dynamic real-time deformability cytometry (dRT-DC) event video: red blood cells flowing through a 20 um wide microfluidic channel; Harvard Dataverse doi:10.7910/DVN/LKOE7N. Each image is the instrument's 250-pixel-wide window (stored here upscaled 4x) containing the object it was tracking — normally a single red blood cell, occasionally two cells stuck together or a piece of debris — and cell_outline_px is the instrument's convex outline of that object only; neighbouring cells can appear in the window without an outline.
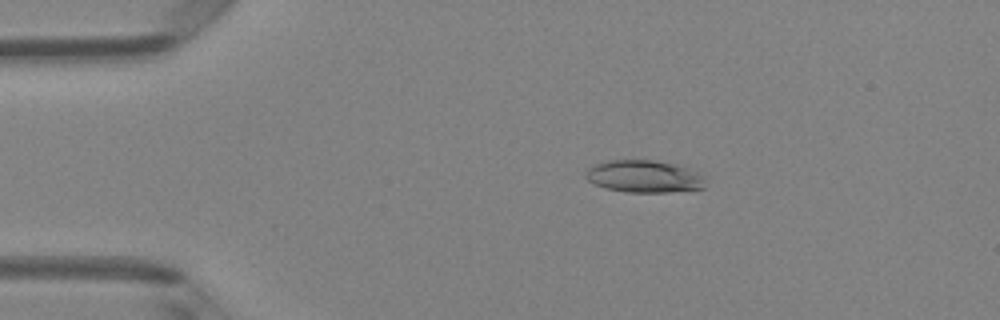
{"species": "Egyptian fruit bat (a non-hibernating species)", "species_latin": "Rousettus aegyptiacus", "temperature_condition": "room temperature", "stored_images_in_passage": 5, "camera_frame_rate_fps": 3000, "um_per_image_px": 0.085, "animal": {"sex": "female"}, "frame": {"image": 1, "passage_image": 3, "time_ms": 2.333, "image_size_px": [1000, 320], "cell_outline_px": [[704, 188], [668, 192], [628, 192], [604, 188], [588, 180], [584, 176], [584, 172], [588, 168], [596, 164], [608, 160], [652, 160], [676, 164], [688, 168], [704, 176]], "centroid_in_image_um": [54.73, 14.99], "position_along_channel_um": 30.3, "area_um2": 22.48}}